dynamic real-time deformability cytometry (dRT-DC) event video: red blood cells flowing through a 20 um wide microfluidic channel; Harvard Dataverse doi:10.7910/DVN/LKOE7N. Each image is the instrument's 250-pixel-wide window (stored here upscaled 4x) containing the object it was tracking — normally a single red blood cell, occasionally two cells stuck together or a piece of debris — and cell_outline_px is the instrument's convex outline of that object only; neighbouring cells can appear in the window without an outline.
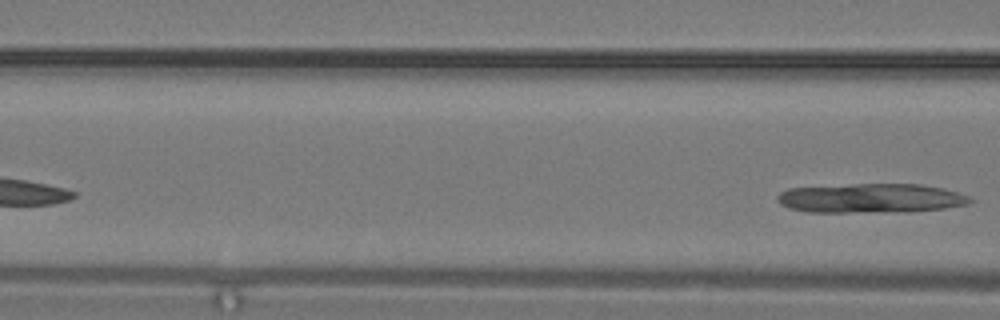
{"species": "common noctule bat (a hibernating species)", "species_latin": "Nyctalus noctula", "temperature_condition": "warm", "stored_images_in_passage": 8, "segment_of_instrument_passage": [2, 2], "camera_frame_rate_fps": 3000, "um_per_image_px": 0.085, "animal": {"sex": "male", "body_mass_g": 19.2, "forearm_length_mm": 51.8}, "frame": {"image": 1, "passage_image": 8, "time_ms": 2.333, "image_size_px": [1000, 320], "cell_outline_px": [[976, 200], [968, 204], [944, 208], [908, 212], [808, 212], [788, 208], [780, 204], [776, 200], [776, 196], [780, 192], [788, 188], [856, 184], [920, 184], [944, 188], [968, 196]], "centroid_in_image_um": [74.02, 16.85], "position_along_channel_um": 92.6, "area_um2": 33.23}}